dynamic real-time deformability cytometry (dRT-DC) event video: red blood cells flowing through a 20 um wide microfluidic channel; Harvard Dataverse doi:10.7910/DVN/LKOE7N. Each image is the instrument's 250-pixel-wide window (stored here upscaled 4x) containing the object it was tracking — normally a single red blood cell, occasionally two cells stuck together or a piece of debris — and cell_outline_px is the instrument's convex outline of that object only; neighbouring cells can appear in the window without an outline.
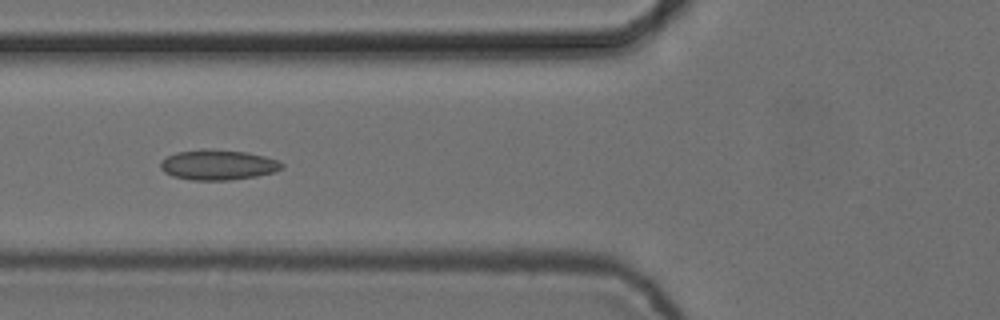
{"species": "common noctule bat (a hibernating species)", "species_latin": "Nyctalus noctula", "temperature_condition": "cold", "stored_images_in_passage": 8, "camera_frame_rate_fps": 3000, "um_per_image_px": 0.085, "animal": {"sex": "female", "body_mass_g": 24.6, "forearm_length_mm": 56.2}, "frame": {"image": 1, "passage_image": 6, "time_ms": 1.667, "image_size_px": [1000, 320], "cell_outline_px": [[284, 168], [276, 172], [256, 176], [228, 180], [192, 180], [172, 176], [164, 172], [160, 168], [160, 160], [176, 152], [204, 148], [212, 148], [248, 152], [280, 160], [284, 164]], "centroid_in_image_um": [18.55, 14.0], "position_along_channel_um": 107.3, "area_um2": 21.79}}
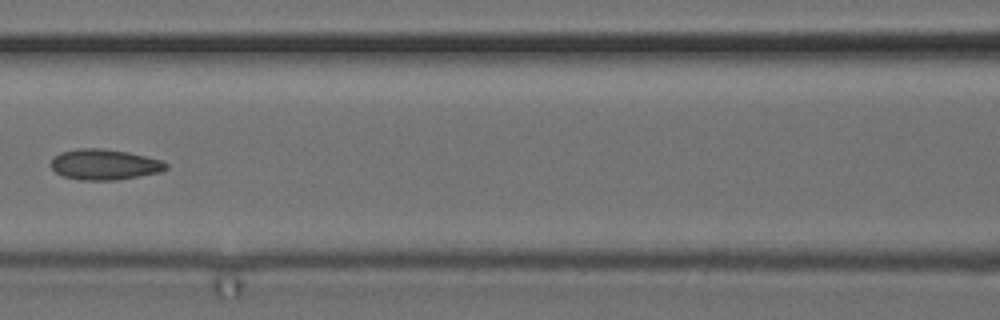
{"frame": {"image": 2, "passage_image": 7, "time_ms": 2.0, "image_size_px": [1000, 320], "cell_outline_px": [[168, 168], [160, 172], [116, 180], [80, 180], [64, 176], [56, 172], [52, 168], [52, 160], [60, 152], [80, 148], [104, 148], [128, 152], [160, 160], [168, 164]], "centroid_in_image_um": [8.89, 13.98], "position_along_channel_um": 157.7, "area_um2": 20.35}}
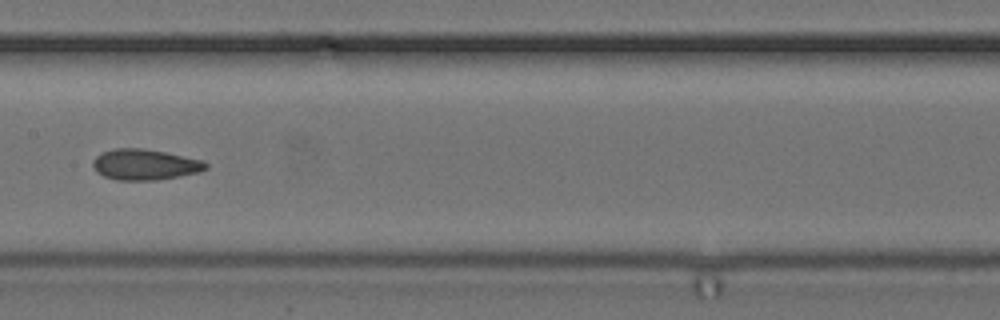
{"frame": {"image": 3, "passage_image": 8, "time_ms": 2.333, "image_size_px": [1000, 320], "cell_outline_px": [[208, 168], [200, 172], [180, 176], [156, 180], [116, 180], [104, 176], [96, 172], [92, 164], [92, 160], [96, 156], [104, 152], [116, 148], [140, 148], [164, 152], [204, 160], [208, 164]], "centroid_in_image_um": [12.33, 13.99], "position_along_channel_um": 195.1, "area_um2": 20.29}}